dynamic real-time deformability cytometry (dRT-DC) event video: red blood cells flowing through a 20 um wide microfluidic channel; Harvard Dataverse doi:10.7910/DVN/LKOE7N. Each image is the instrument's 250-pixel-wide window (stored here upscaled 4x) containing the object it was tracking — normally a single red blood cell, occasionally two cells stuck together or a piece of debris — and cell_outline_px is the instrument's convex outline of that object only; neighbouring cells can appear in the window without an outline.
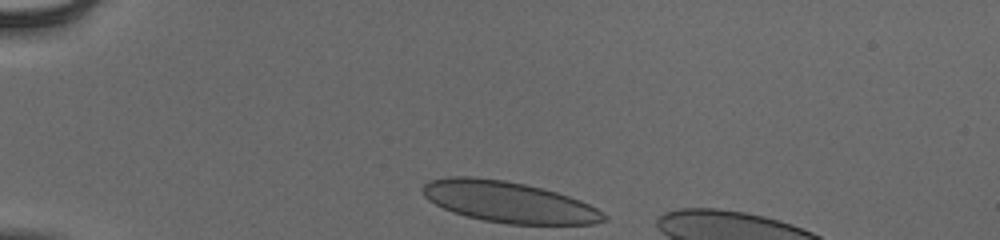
{"species": "human", "species_latin": "Homo sapiens", "temperature_condition": "cold", "stored_images_in_passage": 33, "camera_frame_rate_fps": 3000, "um_per_image_px": 0.085, "donor": {"sex": "male"}, "frame": {"image": 1, "passage_image": 1, "time_ms": 0.0, "image_size_px": [1000, 240], "cell_outline_px": [[608, 220], [592, 224], [508, 224], [484, 220], [452, 212], [428, 200], [424, 196], [420, 188], [428, 180], [448, 176], [472, 176], [504, 180], [524, 184], [556, 192], [580, 200], [596, 208], [608, 216]], "centroid_in_image_um": [43.21, 17.16], "position_along_channel_um": 41.8, "area_um2": 43.29}}
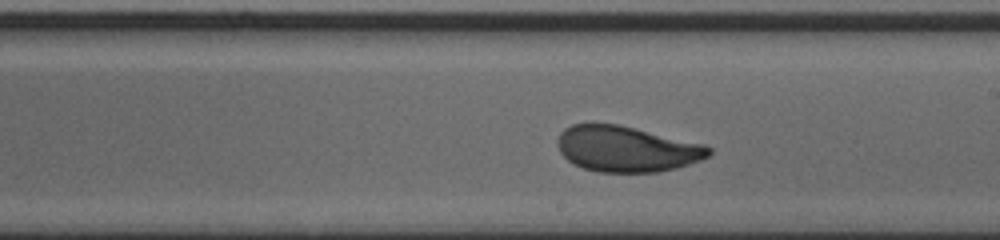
{"frame": {"image": 2, "passage_image": 20, "time_ms": 6.333, "image_size_px": [1000, 240], "cell_outline_px": [[712, 152], [708, 156], [700, 160], [676, 168], [656, 172], [596, 172], [584, 168], [568, 160], [560, 152], [556, 144], [556, 140], [560, 132], [564, 128], [572, 124], [620, 124], [704, 144], [712, 148]], "centroid_in_image_um": [53.25, 12.65], "position_along_channel_um": 235.8, "area_um2": 40.4}}
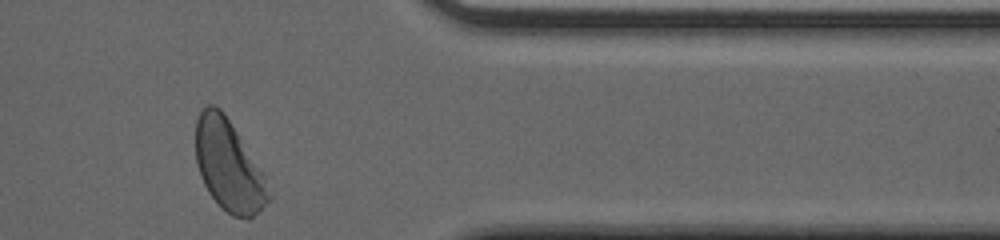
{"frame": {"image": 3, "passage_image": 33, "time_ms": 10.667, "image_size_px": [1000, 240], "cell_outline_px": [[272, 196], [248, 220], [232, 216], [208, 192], [200, 176], [196, 164], [196, 120], [200, 112], [208, 104], [212, 104], [220, 108], [224, 112], [264, 172]], "centroid_in_image_um": [19.44, 14.06], "position_along_channel_um": 392.0, "area_um2": 38.61}, "authors_computed_cell_mechanics": {"area_um2": 41.3848, "velocity_mm_per_s": 3.8623, "shape_relaxation_time_tau1_ms": 4.1132, "shape_relaxation_time_tau2_ms": null, "deformation_change_tau1": 0.1669, "deformation_change_tau2": null}}